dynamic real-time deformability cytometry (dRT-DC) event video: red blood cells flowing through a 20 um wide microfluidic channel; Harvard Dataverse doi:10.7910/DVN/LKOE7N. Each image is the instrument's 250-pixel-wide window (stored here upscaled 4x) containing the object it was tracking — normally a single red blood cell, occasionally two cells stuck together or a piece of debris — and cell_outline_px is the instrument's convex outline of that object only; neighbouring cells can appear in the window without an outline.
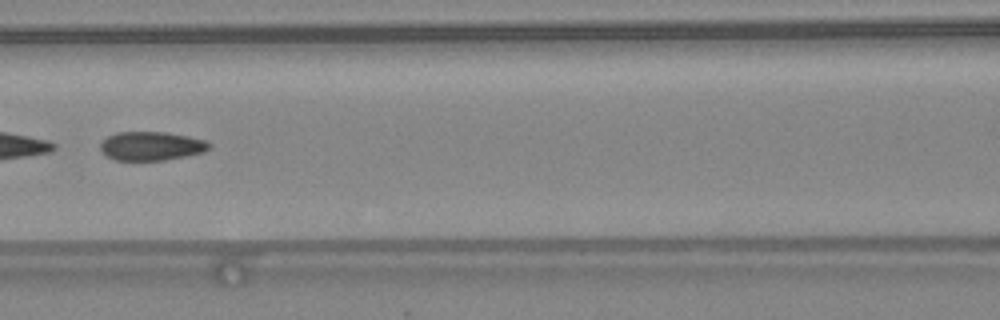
{"species": "common noctule bat (a hibernating species)", "species_latin": "Nyctalus noctula", "temperature_condition": "warm", "stored_images_in_passage": 43, "segment_of_instrument_passage": [2, 2], "camera_frame_rate_fps": 3000, "um_per_image_px": 0.085, "animal": {"sex": "female", "body_mass_g": 24.6, "forearm_length_mm": 56.2}, "frame": {"image": 1, "passage_image": 17, "time_ms": 5.333, "image_size_px": [1000, 320], "cell_outline_px": [[212, 148], [204, 152], [164, 160], [116, 160], [108, 156], [100, 148], [100, 144], [108, 136], [116, 132], [168, 132], [208, 140], [212, 144]], "centroid_in_image_um": [12.93, 12.4], "position_along_channel_um": 153.7, "area_um2": 18.32}}
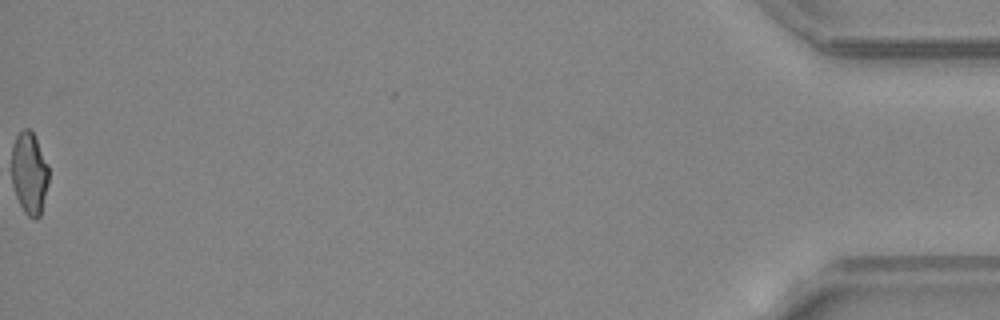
{"frame": {"image": 2, "passage_image": 43, "time_ms": 14.0, "image_size_px": [1000, 320], "cell_outline_px": [[48, 184], [40, 216], [36, 220], [28, 216], [24, 212], [16, 196], [12, 184], [12, 144], [16, 136], [24, 128], [32, 128], [48, 164]], "centroid_in_image_um": [2.5, 14.69], "position_along_channel_um": 432.7, "area_um2": 17.98}}